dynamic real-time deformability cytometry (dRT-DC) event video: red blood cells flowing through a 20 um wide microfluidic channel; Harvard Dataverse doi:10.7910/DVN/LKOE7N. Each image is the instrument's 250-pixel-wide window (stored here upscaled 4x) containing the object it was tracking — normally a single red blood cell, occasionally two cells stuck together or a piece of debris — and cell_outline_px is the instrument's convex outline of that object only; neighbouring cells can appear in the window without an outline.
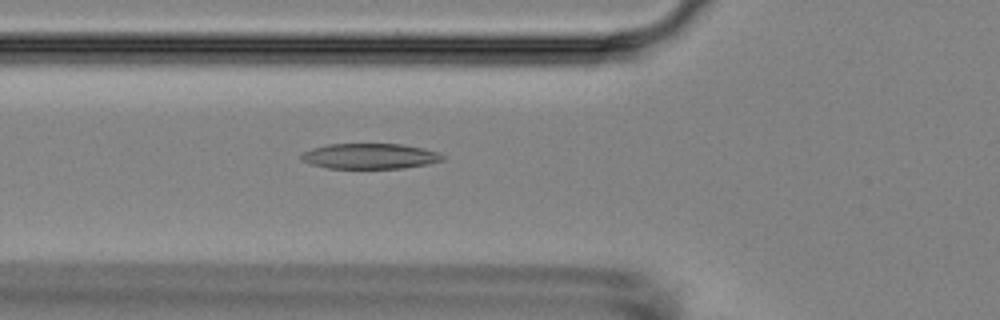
{"species": "Egyptian fruit bat (a non-hibernating species)", "species_latin": "Rousettus aegyptiacus", "temperature_condition": "room temperature", "stored_images_in_passage": 6, "camera_frame_rate_fps": 3000, "um_per_image_px": 0.085, "animal": {"sex": "female"}, "frame": {"image": 1, "passage_image": 6, "time_ms": 5.667, "image_size_px": [1000, 320], "cell_outline_px": [[444, 160], [428, 164], [404, 168], [328, 168], [312, 164], [300, 160], [300, 156], [304, 152], [312, 148], [328, 144], [400, 144], [424, 148], [436, 152], [444, 156]], "centroid_in_image_um": [31.44, 13.27], "position_along_channel_um": 94.4, "area_um2": 20.87}}